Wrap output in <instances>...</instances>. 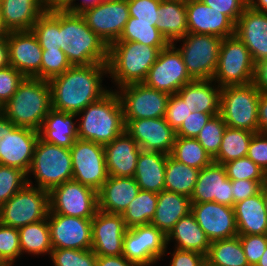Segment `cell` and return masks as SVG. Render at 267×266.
Segmentation results:
<instances>
[{
	"mask_svg": "<svg viewBox=\"0 0 267 266\" xmlns=\"http://www.w3.org/2000/svg\"><path fill=\"white\" fill-rule=\"evenodd\" d=\"M49 211V191L27 183L10 200L0 205V223L19 229L46 219Z\"/></svg>",
	"mask_w": 267,
	"mask_h": 266,
	"instance_id": "9c48e42d",
	"label": "cell"
},
{
	"mask_svg": "<svg viewBox=\"0 0 267 266\" xmlns=\"http://www.w3.org/2000/svg\"><path fill=\"white\" fill-rule=\"evenodd\" d=\"M231 182L234 205L239 201L258 194L261 191L262 186L266 183V181H253L245 179Z\"/></svg>",
	"mask_w": 267,
	"mask_h": 266,
	"instance_id": "94428289",
	"label": "cell"
},
{
	"mask_svg": "<svg viewBox=\"0 0 267 266\" xmlns=\"http://www.w3.org/2000/svg\"><path fill=\"white\" fill-rule=\"evenodd\" d=\"M129 261L145 266V249L141 243V225L127 228L124 234L123 254Z\"/></svg>",
	"mask_w": 267,
	"mask_h": 266,
	"instance_id": "f907efd6",
	"label": "cell"
},
{
	"mask_svg": "<svg viewBox=\"0 0 267 266\" xmlns=\"http://www.w3.org/2000/svg\"><path fill=\"white\" fill-rule=\"evenodd\" d=\"M238 234H267V212L261 191L234 205Z\"/></svg>",
	"mask_w": 267,
	"mask_h": 266,
	"instance_id": "1f68e13d",
	"label": "cell"
},
{
	"mask_svg": "<svg viewBox=\"0 0 267 266\" xmlns=\"http://www.w3.org/2000/svg\"><path fill=\"white\" fill-rule=\"evenodd\" d=\"M193 112V109L185 103L177 94L169 96L165 120L176 131L182 122Z\"/></svg>",
	"mask_w": 267,
	"mask_h": 266,
	"instance_id": "db71d44e",
	"label": "cell"
},
{
	"mask_svg": "<svg viewBox=\"0 0 267 266\" xmlns=\"http://www.w3.org/2000/svg\"><path fill=\"white\" fill-rule=\"evenodd\" d=\"M52 248L88 250L92 248V219L49 212Z\"/></svg>",
	"mask_w": 267,
	"mask_h": 266,
	"instance_id": "e0dca14e",
	"label": "cell"
},
{
	"mask_svg": "<svg viewBox=\"0 0 267 266\" xmlns=\"http://www.w3.org/2000/svg\"><path fill=\"white\" fill-rule=\"evenodd\" d=\"M27 184V174L14 167L0 165V205L10 200Z\"/></svg>",
	"mask_w": 267,
	"mask_h": 266,
	"instance_id": "bcb514c9",
	"label": "cell"
},
{
	"mask_svg": "<svg viewBox=\"0 0 267 266\" xmlns=\"http://www.w3.org/2000/svg\"><path fill=\"white\" fill-rule=\"evenodd\" d=\"M261 91L249 83L222 87L220 115L227 127L258 132V102Z\"/></svg>",
	"mask_w": 267,
	"mask_h": 266,
	"instance_id": "52a82bcc",
	"label": "cell"
},
{
	"mask_svg": "<svg viewBox=\"0 0 267 266\" xmlns=\"http://www.w3.org/2000/svg\"><path fill=\"white\" fill-rule=\"evenodd\" d=\"M51 109L49 82L36 77H24L11 99L3 106V114L15 126L39 132Z\"/></svg>",
	"mask_w": 267,
	"mask_h": 266,
	"instance_id": "3957f363",
	"label": "cell"
},
{
	"mask_svg": "<svg viewBox=\"0 0 267 266\" xmlns=\"http://www.w3.org/2000/svg\"><path fill=\"white\" fill-rule=\"evenodd\" d=\"M127 227L121 214L97 210L92 218V248L96 255L123 254L124 234Z\"/></svg>",
	"mask_w": 267,
	"mask_h": 266,
	"instance_id": "ffe728a7",
	"label": "cell"
},
{
	"mask_svg": "<svg viewBox=\"0 0 267 266\" xmlns=\"http://www.w3.org/2000/svg\"><path fill=\"white\" fill-rule=\"evenodd\" d=\"M69 149L72 156V180L98 191L109 177L104 146L77 138Z\"/></svg>",
	"mask_w": 267,
	"mask_h": 266,
	"instance_id": "5bb4252c",
	"label": "cell"
},
{
	"mask_svg": "<svg viewBox=\"0 0 267 266\" xmlns=\"http://www.w3.org/2000/svg\"><path fill=\"white\" fill-rule=\"evenodd\" d=\"M35 179V185L31 181ZM30 178V179H29ZM73 178L72 156L69 148L50 144L40 137L27 172V183L50 191Z\"/></svg>",
	"mask_w": 267,
	"mask_h": 266,
	"instance_id": "8992f818",
	"label": "cell"
},
{
	"mask_svg": "<svg viewBox=\"0 0 267 266\" xmlns=\"http://www.w3.org/2000/svg\"><path fill=\"white\" fill-rule=\"evenodd\" d=\"M76 117L77 114L51 109L39 130L40 138L47 143L70 148L78 138L76 122L79 120Z\"/></svg>",
	"mask_w": 267,
	"mask_h": 266,
	"instance_id": "4dcf8cb0",
	"label": "cell"
},
{
	"mask_svg": "<svg viewBox=\"0 0 267 266\" xmlns=\"http://www.w3.org/2000/svg\"><path fill=\"white\" fill-rule=\"evenodd\" d=\"M39 137L38 131L17 127L1 114L0 165L18 168L27 174Z\"/></svg>",
	"mask_w": 267,
	"mask_h": 266,
	"instance_id": "8fae6325",
	"label": "cell"
},
{
	"mask_svg": "<svg viewBox=\"0 0 267 266\" xmlns=\"http://www.w3.org/2000/svg\"><path fill=\"white\" fill-rule=\"evenodd\" d=\"M158 193L140 190L121 214L127 228L150 224L157 208Z\"/></svg>",
	"mask_w": 267,
	"mask_h": 266,
	"instance_id": "ab89813d",
	"label": "cell"
},
{
	"mask_svg": "<svg viewBox=\"0 0 267 266\" xmlns=\"http://www.w3.org/2000/svg\"><path fill=\"white\" fill-rule=\"evenodd\" d=\"M249 266H256L267 247V234H238Z\"/></svg>",
	"mask_w": 267,
	"mask_h": 266,
	"instance_id": "f5cc1de1",
	"label": "cell"
},
{
	"mask_svg": "<svg viewBox=\"0 0 267 266\" xmlns=\"http://www.w3.org/2000/svg\"><path fill=\"white\" fill-rule=\"evenodd\" d=\"M125 131L138 143L141 150L170 155L176 139V131L162 118L130 120Z\"/></svg>",
	"mask_w": 267,
	"mask_h": 266,
	"instance_id": "d6986e66",
	"label": "cell"
},
{
	"mask_svg": "<svg viewBox=\"0 0 267 266\" xmlns=\"http://www.w3.org/2000/svg\"><path fill=\"white\" fill-rule=\"evenodd\" d=\"M232 182L223 164L212 162L199 170L191 203L216 202L234 207Z\"/></svg>",
	"mask_w": 267,
	"mask_h": 266,
	"instance_id": "7402d4cb",
	"label": "cell"
},
{
	"mask_svg": "<svg viewBox=\"0 0 267 266\" xmlns=\"http://www.w3.org/2000/svg\"><path fill=\"white\" fill-rule=\"evenodd\" d=\"M213 79L192 80L185 84L176 94L187 103L193 111L202 113H220L222 87Z\"/></svg>",
	"mask_w": 267,
	"mask_h": 266,
	"instance_id": "83f0119b",
	"label": "cell"
},
{
	"mask_svg": "<svg viewBox=\"0 0 267 266\" xmlns=\"http://www.w3.org/2000/svg\"><path fill=\"white\" fill-rule=\"evenodd\" d=\"M160 50L135 41H115L108 46V78L116 88L143 83ZM115 82V83H114Z\"/></svg>",
	"mask_w": 267,
	"mask_h": 266,
	"instance_id": "277c9868",
	"label": "cell"
},
{
	"mask_svg": "<svg viewBox=\"0 0 267 266\" xmlns=\"http://www.w3.org/2000/svg\"><path fill=\"white\" fill-rule=\"evenodd\" d=\"M140 191L134 177L109 176L97 191L98 209L122 214Z\"/></svg>",
	"mask_w": 267,
	"mask_h": 266,
	"instance_id": "484cf974",
	"label": "cell"
},
{
	"mask_svg": "<svg viewBox=\"0 0 267 266\" xmlns=\"http://www.w3.org/2000/svg\"><path fill=\"white\" fill-rule=\"evenodd\" d=\"M9 65L24 77L41 79V61L43 49L33 32L10 31L7 35Z\"/></svg>",
	"mask_w": 267,
	"mask_h": 266,
	"instance_id": "44dd1931",
	"label": "cell"
},
{
	"mask_svg": "<svg viewBox=\"0 0 267 266\" xmlns=\"http://www.w3.org/2000/svg\"><path fill=\"white\" fill-rule=\"evenodd\" d=\"M206 266H249L239 237L211 242Z\"/></svg>",
	"mask_w": 267,
	"mask_h": 266,
	"instance_id": "d590c367",
	"label": "cell"
},
{
	"mask_svg": "<svg viewBox=\"0 0 267 266\" xmlns=\"http://www.w3.org/2000/svg\"><path fill=\"white\" fill-rule=\"evenodd\" d=\"M226 124L220 114L213 116L206 125L201 129L197 141L203 148L214 158L220 148Z\"/></svg>",
	"mask_w": 267,
	"mask_h": 266,
	"instance_id": "ee69618b",
	"label": "cell"
},
{
	"mask_svg": "<svg viewBox=\"0 0 267 266\" xmlns=\"http://www.w3.org/2000/svg\"><path fill=\"white\" fill-rule=\"evenodd\" d=\"M222 40L218 36L187 33L172 44L182 41L180 48H176L182 55L191 79L208 80L214 77Z\"/></svg>",
	"mask_w": 267,
	"mask_h": 266,
	"instance_id": "ba28073f",
	"label": "cell"
},
{
	"mask_svg": "<svg viewBox=\"0 0 267 266\" xmlns=\"http://www.w3.org/2000/svg\"><path fill=\"white\" fill-rule=\"evenodd\" d=\"M235 35L248 48L255 64L267 58V12L247 5L235 24Z\"/></svg>",
	"mask_w": 267,
	"mask_h": 266,
	"instance_id": "cb8c5ba5",
	"label": "cell"
},
{
	"mask_svg": "<svg viewBox=\"0 0 267 266\" xmlns=\"http://www.w3.org/2000/svg\"><path fill=\"white\" fill-rule=\"evenodd\" d=\"M223 166L225 167L227 177L231 181L243 179L253 181H266V174L247 156L229 161L223 164Z\"/></svg>",
	"mask_w": 267,
	"mask_h": 266,
	"instance_id": "c3c4849f",
	"label": "cell"
},
{
	"mask_svg": "<svg viewBox=\"0 0 267 266\" xmlns=\"http://www.w3.org/2000/svg\"><path fill=\"white\" fill-rule=\"evenodd\" d=\"M53 266H96L97 255L91 250L53 248L50 254Z\"/></svg>",
	"mask_w": 267,
	"mask_h": 266,
	"instance_id": "f6af8a7d",
	"label": "cell"
},
{
	"mask_svg": "<svg viewBox=\"0 0 267 266\" xmlns=\"http://www.w3.org/2000/svg\"><path fill=\"white\" fill-rule=\"evenodd\" d=\"M96 266H140V265L135 262L129 261L123 255L119 256L97 255Z\"/></svg>",
	"mask_w": 267,
	"mask_h": 266,
	"instance_id": "be15d7a7",
	"label": "cell"
},
{
	"mask_svg": "<svg viewBox=\"0 0 267 266\" xmlns=\"http://www.w3.org/2000/svg\"><path fill=\"white\" fill-rule=\"evenodd\" d=\"M253 134L254 132L247 130L226 127L219 152L213 158V161L225 164L229 161L246 157Z\"/></svg>",
	"mask_w": 267,
	"mask_h": 266,
	"instance_id": "f35d334b",
	"label": "cell"
},
{
	"mask_svg": "<svg viewBox=\"0 0 267 266\" xmlns=\"http://www.w3.org/2000/svg\"><path fill=\"white\" fill-rule=\"evenodd\" d=\"M247 157L257 164L265 174L267 173V134L260 132L253 134Z\"/></svg>",
	"mask_w": 267,
	"mask_h": 266,
	"instance_id": "6f0895ef",
	"label": "cell"
},
{
	"mask_svg": "<svg viewBox=\"0 0 267 266\" xmlns=\"http://www.w3.org/2000/svg\"><path fill=\"white\" fill-rule=\"evenodd\" d=\"M191 81L181 53L176 48V44L170 43L160 50L156 62L149 69L143 83L147 87L172 95Z\"/></svg>",
	"mask_w": 267,
	"mask_h": 266,
	"instance_id": "9a60e30c",
	"label": "cell"
},
{
	"mask_svg": "<svg viewBox=\"0 0 267 266\" xmlns=\"http://www.w3.org/2000/svg\"><path fill=\"white\" fill-rule=\"evenodd\" d=\"M44 12L66 11L73 0H41Z\"/></svg>",
	"mask_w": 267,
	"mask_h": 266,
	"instance_id": "03108f58",
	"label": "cell"
},
{
	"mask_svg": "<svg viewBox=\"0 0 267 266\" xmlns=\"http://www.w3.org/2000/svg\"><path fill=\"white\" fill-rule=\"evenodd\" d=\"M50 211L55 214L92 219L98 210L97 191L74 180L49 191Z\"/></svg>",
	"mask_w": 267,
	"mask_h": 266,
	"instance_id": "4fadbf2b",
	"label": "cell"
},
{
	"mask_svg": "<svg viewBox=\"0 0 267 266\" xmlns=\"http://www.w3.org/2000/svg\"><path fill=\"white\" fill-rule=\"evenodd\" d=\"M104 151L109 176L134 177L141 148L126 131L104 145Z\"/></svg>",
	"mask_w": 267,
	"mask_h": 266,
	"instance_id": "d4e9b609",
	"label": "cell"
},
{
	"mask_svg": "<svg viewBox=\"0 0 267 266\" xmlns=\"http://www.w3.org/2000/svg\"><path fill=\"white\" fill-rule=\"evenodd\" d=\"M23 79L24 76L10 65L0 69V103L2 106L11 99Z\"/></svg>",
	"mask_w": 267,
	"mask_h": 266,
	"instance_id": "11a10c76",
	"label": "cell"
},
{
	"mask_svg": "<svg viewBox=\"0 0 267 266\" xmlns=\"http://www.w3.org/2000/svg\"><path fill=\"white\" fill-rule=\"evenodd\" d=\"M255 63L248 48L236 36L222 40L213 80L219 87L246 85L254 80Z\"/></svg>",
	"mask_w": 267,
	"mask_h": 266,
	"instance_id": "30bf717a",
	"label": "cell"
},
{
	"mask_svg": "<svg viewBox=\"0 0 267 266\" xmlns=\"http://www.w3.org/2000/svg\"><path fill=\"white\" fill-rule=\"evenodd\" d=\"M170 156L180 163L199 170L213 162L211 155L196 138L176 136Z\"/></svg>",
	"mask_w": 267,
	"mask_h": 266,
	"instance_id": "60d3db41",
	"label": "cell"
},
{
	"mask_svg": "<svg viewBox=\"0 0 267 266\" xmlns=\"http://www.w3.org/2000/svg\"><path fill=\"white\" fill-rule=\"evenodd\" d=\"M203 3L227 15L235 24L243 10L248 5V0H201Z\"/></svg>",
	"mask_w": 267,
	"mask_h": 266,
	"instance_id": "680465c9",
	"label": "cell"
},
{
	"mask_svg": "<svg viewBox=\"0 0 267 266\" xmlns=\"http://www.w3.org/2000/svg\"><path fill=\"white\" fill-rule=\"evenodd\" d=\"M157 13L156 27L169 43L188 33L186 0H161Z\"/></svg>",
	"mask_w": 267,
	"mask_h": 266,
	"instance_id": "836d02e7",
	"label": "cell"
},
{
	"mask_svg": "<svg viewBox=\"0 0 267 266\" xmlns=\"http://www.w3.org/2000/svg\"><path fill=\"white\" fill-rule=\"evenodd\" d=\"M18 231L22 255L26 253L34 256L47 254L50 256L53 248L47 218L25 225Z\"/></svg>",
	"mask_w": 267,
	"mask_h": 266,
	"instance_id": "e575fe53",
	"label": "cell"
},
{
	"mask_svg": "<svg viewBox=\"0 0 267 266\" xmlns=\"http://www.w3.org/2000/svg\"><path fill=\"white\" fill-rule=\"evenodd\" d=\"M31 31L42 49H61L63 46V11L44 12Z\"/></svg>",
	"mask_w": 267,
	"mask_h": 266,
	"instance_id": "74e56055",
	"label": "cell"
},
{
	"mask_svg": "<svg viewBox=\"0 0 267 266\" xmlns=\"http://www.w3.org/2000/svg\"><path fill=\"white\" fill-rule=\"evenodd\" d=\"M199 169L187 166L167 155L165 190L191 197L197 182Z\"/></svg>",
	"mask_w": 267,
	"mask_h": 266,
	"instance_id": "8d00e7d4",
	"label": "cell"
},
{
	"mask_svg": "<svg viewBox=\"0 0 267 266\" xmlns=\"http://www.w3.org/2000/svg\"><path fill=\"white\" fill-rule=\"evenodd\" d=\"M256 266H267V247Z\"/></svg>",
	"mask_w": 267,
	"mask_h": 266,
	"instance_id": "2644e50d",
	"label": "cell"
},
{
	"mask_svg": "<svg viewBox=\"0 0 267 266\" xmlns=\"http://www.w3.org/2000/svg\"><path fill=\"white\" fill-rule=\"evenodd\" d=\"M175 241V248L197 251L207 255L211 241L190 212L182 217L167 235V246Z\"/></svg>",
	"mask_w": 267,
	"mask_h": 266,
	"instance_id": "d6a6232c",
	"label": "cell"
},
{
	"mask_svg": "<svg viewBox=\"0 0 267 266\" xmlns=\"http://www.w3.org/2000/svg\"><path fill=\"white\" fill-rule=\"evenodd\" d=\"M142 249H145V266H153L163 260L167 246V236L152 224L141 225Z\"/></svg>",
	"mask_w": 267,
	"mask_h": 266,
	"instance_id": "7bdbcfd3",
	"label": "cell"
},
{
	"mask_svg": "<svg viewBox=\"0 0 267 266\" xmlns=\"http://www.w3.org/2000/svg\"><path fill=\"white\" fill-rule=\"evenodd\" d=\"M253 83L261 92L267 93V58L255 64Z\"/></svg>",
	"mask_w": 267,
	"mask_h": 266,
	"instance_id": "6125c7cd",
	"label": "cell"
},
{
	"mask_svg": "<svg viewBox=\"0 0 267 266\" xmlns=\"http://www.w3.org/2000/svg\"><path fill=\"white\" fill-rule=\"evenodd\" d=\"M156 25L157 22H133V17H130L117 41H135L162 50L170 43Z\"/></svg>",
	"mask_w": 267,
	"mask_h": 266,
	"instance_id": "b9f144b4",
	"label": "cell"
},
{
	"mask_svg": "<svg viewBox=\"0 0 267 266\" xmlns=\"http://www.w3.org/2000/svg\"><path fill=\"white\" fill-rule=\"evenodd\" d=\"M8 30L4 27V24L2 21H0V39L1 38H7Z\"/></svg>",
	"mask_w": 267,
	"mask_h": 266,
	"instance_id": "8c879c8a",
	"label": "cell"
},
{
	"mask_svg": "<svg viewBox=\"0 0 267 266\" xmlns=\"http://www.w3.org/2000/svg\"><path fill=\"white\" fill-rule=\"evenodd\" d=\"M190 212L191 202L189 197L163 190L158 193L157 208L150 224L167 236L174 225Z\"/></svg>",
	"mask_w": 267,
	"mask_h": 266,
	"instance_id": "f546056e",
	"label": "cell"
},
{
	"mask_svg": "<svg viewBox=\"0 0 267 266\" xmlns=\"http://www.w3.org/2000/svg\"><path fill=\"white\" fill-rule=\"evenodd\" d=\"M9 65V48L7 38L0 39V69Z\"/></svg>",
	"mask_w": 267,
	"mask_h": 266,
	"instance_id": "a7ac6f4b",
	"label": "cell"
},
{
	"mask_svg": "<svg viewBox=\"0 0 267 266\" xmlns=\"http://www.w3.org/2000/svg\"><path fill=\"white\" fill-rule=\"evenodd\" d=\"M113 89L77 114V137L106 145L125 131L120 98Z\"/></svg>",
	"mask_w": 267,
	"mask_h": 266,
	"instance_id": "7a4b0ae2",
	"label": "cell"
},
{
	"mask_svg": "<svg viewBox=\"0 0 267 266\" xmlns=\"http://www.w3.org/2000/svg\"><path fill=\"white\" fill-rule=\"evenodd\" d=\"M123 108L125 125L130 120L165 117L169 94L133 83L115 90Z\"/></svg>",
	"mask_w": 267,
	"mask_h": 266,
	"instance_id": "7c38bea8",
	"label": "cell"
},
{
	"mask_svg": "<svg viewBox=\"0 0 267 266\" xmlns=\"http://www.w3.org/2000/svg\"><path fill=\"white\" fill-rule=\"evenodd\" d=\"M188 33L208 34L222 39L235 35V23L201 0H186Z\"/></svg>",
	"mask_w": 267,
	"mask_h": 266,
	"instance_id": "603a6c76",
	"label": "cell"
},
{
	"mask_svg": "<svg viewBox=\"0 0 267 266\" xmlns=\"http://www.w3.org/2000/svg\"><path fill=\"white\" fill-rule=\"evenodd\" d=\"M258 132L267 134V93L261 92L258 102Z\"/></svg>",
	"mask_w": 267,
	"mask_h": 266,
	"instance_id": "e7e4bbea",
	"label": "cell"
},
{
	"mask_svg": "<svg viewBox=\"0 0 267 266\" xmlns=\"http://www.w3.org/2000/svg\"><path fill=\"white\" fill-rule=\"evenodd\" d=\"M21 255L18 229L0 223V263L13 266Z\"/></svg>",
	"mask_w": 267,
	"mask_h": 266,
	"instance_id": "7dc6e473",
	"label": "cell"
},
{
	"mask_svg": "<svg viewBox=\"0 0 267 266\" xmlns=\"http://www.w3.org/2000/svg\"><path fill=\"white\" fill-rule=\"evenodd\" d=\"M72 66L107 63L108 46L86 24L80 13L63 11V46Z\"/></svg>",
	"mask_w": 267,
	"mask_h": 266,
	"instance_id": "5b68a950",
	"label": "cell"
},
{
	"mask_svg": "<svg viewBox=\"0 0 267 266\" xmlns=\"http://www.w3.org/2000/svg\"><path fill=\"white\" fill-rule=\"evenodd\" d=\"M248 5L255 10L267 12V0H248Z\"/></svg>",
	"mask_w": 267,
	"mask_h": 266,
	"instance_id": "89a4df30",
	"label": "cell"
},
{
	"mask_svg": "<svg viewBox=\"0 0 267 266\" xmlns=\"http://www.w3.org/2000/svg\"><path fill=\"white\" fill-rule=\"evenodd\" d=\"M167 154L141 150L134 179L140 190L160 193L165 190V170Z\"/></svg>",
	"mask_w": 267,
	"mask_h": 266,
	"instance_id": "f1b7e54d",
	"label": "cell"
},
{
	"mask_svg": "<svg viewBox=\"0 0 267 266\" xmlns=\"http://www.w3.org/2000/svg\"><path fill=\"white\" fill-rule=\"evenodd\" d=\"M174 252L168 253L167 249L165 254H171L169 266H206V256L197 251L181 250L174 248Z\"/></svg>",
	"mask_w": 267,
	"mask_h": 266,
	"instance_id": "91938a15",
	"label": "cell"
},
{
	"mask_svg": "<svg viewBox=\"0 0 267 266\" xmlns=\"http://www.w3.org/2000/svg\"><path fill=\"white\" fill-rule=\"evenodd\" d=\"M1 20L10 31H30L44 13L41 0H1Z\"/></svg>",
	"mask_w": 267,
	"mask_h": 266,
	"instance_id": "4316f807",
	"label": "cell"
},
{
	"mask_svg": "<svg viewBox=\"0 0 267 266\" xmlns=\"http://www.w3.org/2000/svg\"><path fill=\"white\" fill-rule=\"evenodd\" d=\"M3 114V106L0 103V115Z\"/></svg>",
	"mask_w": 267,
	"mask_h": 266,
	"instance_id": "34e18365",
	"label": "cell"
},
{
	"mask_svg": "<svg viewBox=\"0 0 267 266\" xmlns=\"http://www.w3.org/2000/svg\"><path fill=\"white\" fill-rule=\"evenodd\" d=\"M262 197H263L265 209L267 212V184L266 183L262 186Z\"/></svg>",
	"mask_w": 267,
	"mask_h": 266,
	"instance_id": "753ad0ef",
	"label": "cell"
},
{
	"mask_svg": "<svg viewBox=\"0 0 267 266\" xmlns=\"http://www.w3.org/2000/svg\"><path fill=\"white\" fill-rule=\"evenodd\" d=\"M191 213L211 242L238 236L234 207L216 202L191 203Z\"/></svg>",
	"mask_w": 267,
	"mask_h": 266,
	"instance_id": "ac0fdd59",
	"label": "cell"
},
{
	"mask_svg": "<svg viewBox=\"0 0 267 266\" xmlns=\"http://www.w3.org/2000/svg\"><path fill=\"white\" fill-rule=\"evenodd\" d=\"M72 65L61 49H43L41 61V79L49 81L63 74Z\"/></svg>",
	"mask_w": 267,
	"mask_h": 266,
	"instance_id": "681fc988",
	"label": "cell"
},
{
	"mask_svg": "<svg viewBox=\"0 0 267 266\" xmlns=\"http://www.w3.org/2000/svg\"><path fill=\"white\" fill-rule=\"evenodd\" d=\"M88 27L107 46L117 41L130 18L127 0L101 1L81 13Z\"/></svg>",
	"mask_w": 267,
	"mask_h": 266,
	"instance_id": "2e32d148",
	"label": "cell"
},
{
	"mask_svg": "<svg viewBox=\"0 0 267 266\" xmlns=\"http://www.w3.org/2000/svg\"><path fill=\"white\" fill-rule=\"evenodd\" d=\"M220 113H202L193 111L176 130V136L183 138H196L201 129L213 117Z\"/></svg>",
	"mask_w": 267,
	"mask_h": 266,
	"instance_id": "9f6ffc18",
	"label": "cell"
},
{
	"mask_svg": "<svg viewBox=\"0 0 267 266\" xmlns=\"http://www.w3.org/2000/svg\"><path fill=\"white\" fill-rule=\"evenodd\" d=\"M76 1H80V0H73L72 5L66 11H69L71 13L81 14L86 9H89L99 4L102 0H81L80 3H76Z\"/></svg>",
	"mask_w": 267,
	"mask_h": 266,
	"instance_id": "003e7915",
	"label": "cell"
},
{
	"mask_svg": "<svg viewBox=\"0 0 267 266\" xmlns=\"http://www.w3.org/2000/svg\"><path fill=\"white\" fill-rule=\"evenodd\" d=\"M108 76L107 63L71 66L63 74L49 80L52 109L78 114L98 101L110 90L103 87Z\"/></svg>",
	"mask_w": 267,
	"mask_h": 266,
	"instance_id": "6da1fadb",
	"label": "cell"
},
{
	"mask_svg": "<svg viewBox=\"0 0 267 266\" xmlns=\"http://www.w3.org/2000/svg\"><path fill=\"white\" fill-rule=\"evenodd\" d=\"M133 22H158L157 13L161 0H127Z\"/></svg>",
	"mask_w": 267,
	"mask_h": 266,
	"instance_id": "816d5d0a",
	"label": "cell"
}]
</instances>
